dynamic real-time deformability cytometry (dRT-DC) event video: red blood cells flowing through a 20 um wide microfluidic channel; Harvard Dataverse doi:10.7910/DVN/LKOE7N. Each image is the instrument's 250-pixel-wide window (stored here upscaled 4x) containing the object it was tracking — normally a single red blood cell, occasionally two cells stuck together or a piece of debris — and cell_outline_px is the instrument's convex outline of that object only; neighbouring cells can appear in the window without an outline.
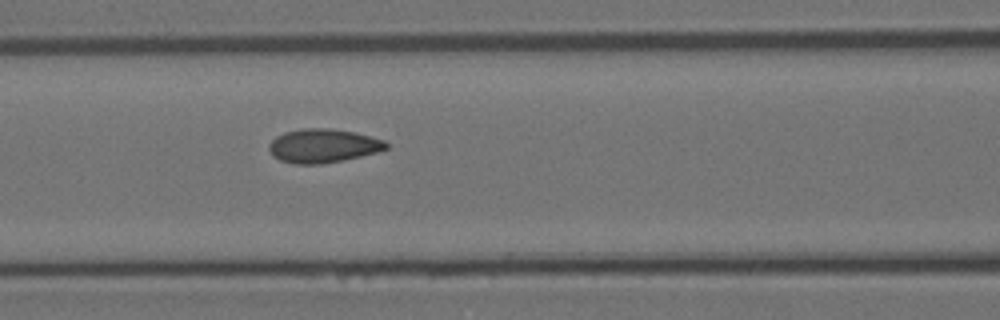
{"species": "Egyptian fruit bat (a non-hibernating species)", "species_latin": "Rousettus aegyptiacus", "temperature_condition": "room temperature", "stored_images_in_passage": 5, "camera_frame_rate_fps": 3000, "um_per_image_px": 0.085, "animal": {"sex": "female"}, "frame": {"image": 1, "passage_image": 5, "time_ms": 1.333, "image_size_px": [1000, 320], "cell_outline_px": [[388, 148], [376, 152], [360, 156], [320, 164], [296, 164], [280, 160], [272, 156], [268, 148], [268, 144], [276, 136], [284, 132], [304, 128], [328, 128], [356, 132], [384, 140], [388, 144]], "centroid_in_image_um": [27.43, 12.38], "position_along_channel_um": 139.2, "area_um2": 23.0}}